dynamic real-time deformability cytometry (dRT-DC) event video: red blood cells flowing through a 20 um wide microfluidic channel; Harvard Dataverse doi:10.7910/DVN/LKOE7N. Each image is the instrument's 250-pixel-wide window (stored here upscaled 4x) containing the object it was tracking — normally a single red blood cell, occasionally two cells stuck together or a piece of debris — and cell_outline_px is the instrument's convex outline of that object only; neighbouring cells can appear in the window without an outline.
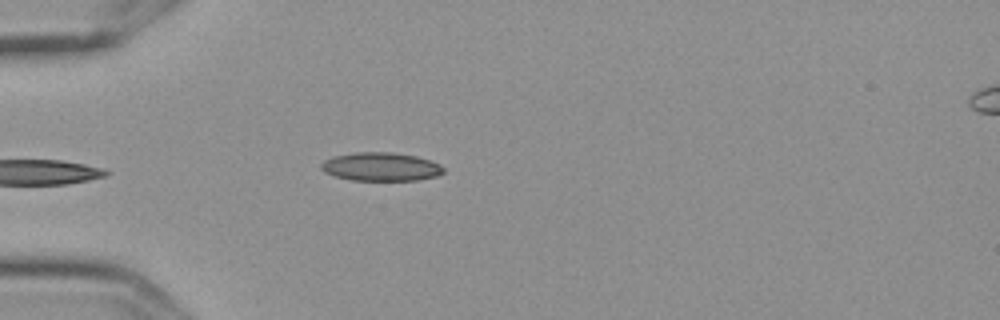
{"species": "Egyptian fruit bat (a non-hibernating species)", "species_latin": "Rousettus aegyptiacus", "temperature_condition": "cold", "stored_images_in_passage": 4, "camera_frame_rate_fps": 3000, "um_per_image_px": 0.085, "frame": {"image": 1, "passage_image": 3, "time_ms": 0.667, "image_size_px": [1000, 320], "cell_outline_px": [[444, 172], [436, 176], [416, 180], [352, 180], [336, 176], [324, 172], [320, 168], [320, 164], [324, 160], [332, 156], [352, 152], [392, 152], [416, 156], [432, 160], [440, 164], [444, 168]], "centroid_in_image_um": [32.36, 14.16], "position_along_channel_um": 52.6, "area_um2": 20.46}}